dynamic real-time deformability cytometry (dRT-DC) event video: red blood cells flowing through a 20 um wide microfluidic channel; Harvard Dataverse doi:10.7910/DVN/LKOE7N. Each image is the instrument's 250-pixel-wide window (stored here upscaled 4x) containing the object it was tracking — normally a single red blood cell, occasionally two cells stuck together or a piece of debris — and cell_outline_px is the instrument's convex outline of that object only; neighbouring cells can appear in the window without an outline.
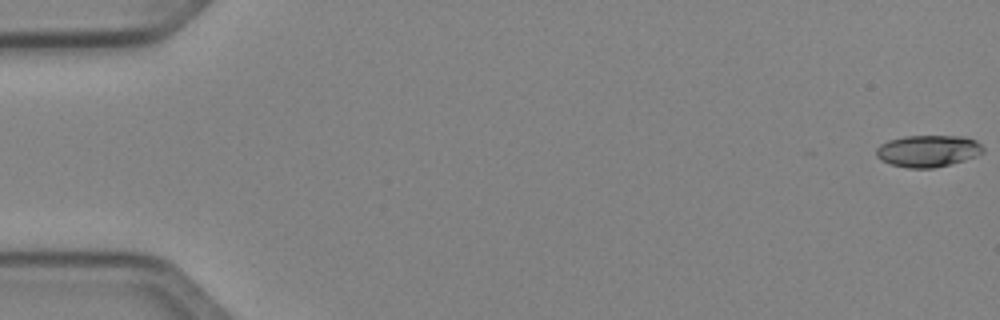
{"species": "Egyptian fruit bat (a non-hibernating species)", "species_latin": "Rousettus aegyptiacus", "temperature_condition": "cold", "stored_images_in_passage": 16, "camera_frame_rate_fps": 3000, "um_per_image_px": 0.085, "animal": {"sex": "female"}, "frame": {"image": 1, "passage_image": 1, "time_ms": 0.0, "image_size_px": [1000, 320], "cell_outline_px": [[984, 152], [976, 156], [964, 160], [932, 168], [908, 168], [888, 164], [880, 160], [876, 156], [876, 148], [880, 144], [888, 140], [904, 136], [964, 136], [976, 140], [984, 148]], "centroid_in_image_um": [78.85, 12.83], "position_along_channel_um": 6.1, "area_um2": 19.94}}
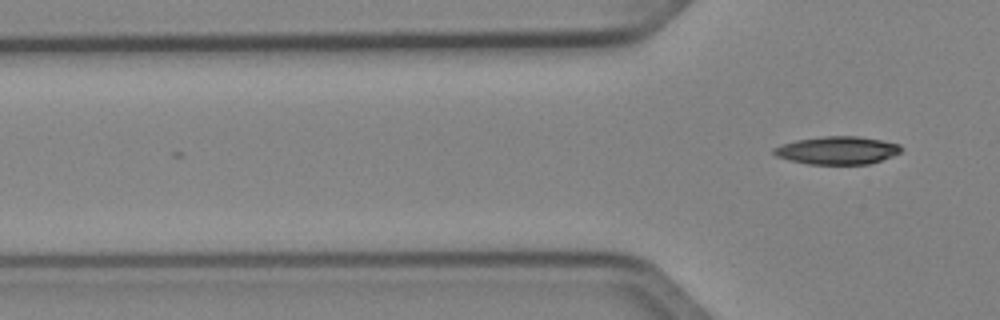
{"frame": {"image": 2, "passage_image": 16, "time_ms": 5.0, "image_size_px": [1000, 320], "cell_outline_px": [[904, 148], [900, 152], [892, 156], [868, 164], [808, 164], [788, 160], [776, 156], [772, 152], [772, 148], [796, 140], [824, 136], [860, 136], [900, 144]], "centroid_in_image_um": [71.17, 12.78], "position_along_channel_um": 54.6, "area_um2": 20.69}}